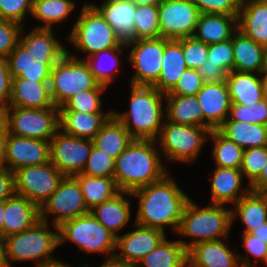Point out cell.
I'll return each instance as SVG.
<instances>
[{
    "instance_id": "obj_31",
    "label": "cell",
    "mask_w": 267,
    "mask_h": 267,
    "mask_svg": "<svg viewBox=\"0 0 267 267\" xmlns=\"http://www.w3.org/2000/svg\"><path fill=\"white\" fill-rule=\"evenodd\" d=\"M234 70L260 74L265 46L258 44L239 29L232 35Z\"/></svg>"
},
{
    "instance_id": "obj_60",
    "label": "cell",
    "mask_w": 267,
    "mask_h": 267,
    "mask_svg": "<svg viewBox=\"0 0 267 267\" xmlns=\"http://www.w3.org/2000/svg\"><path fill=\"white\" fill-rule=\"evenodd\" d=\"M0 267H10L8 263L5 237L0 235Z\"/></svg>"
},
{
    "instance_id": "obj_8",
    "label": "cell",
    "mask_w": 267,
    "mask_h": 267,
    "mask_svg": "<svg viewBox=\"0 0 267 267\" xmlns=\"http://www.w3.org/2000/svg\"><path fill=\"white\" fill-rule=\"evenodd\" d=\"M71 242L84 253H98L113 257L117 236L106 229L90 212L64 221L59 226V246Z\"/></svg>"
},
{
    "instance_id": "obj_68",
    "label": "cell",
    "mask_w": 267,
    "mask_h": 267,
    "mask_svg": "<svg viewBox=\"0 0 267 267\" xmlns=\"http://www.w3.org/2000/svg\"><path fill=\"white\" fill-rule=\"evenodd\" d=\"M263 264L267 267V258H266V261Z\"/></svg>"
},
{
    "instance_id": "obj_49",
    "label": "cell",
    "mask_w": 267,
    "mask_h": 267,
    "mask_svg": "<svg viewBox=\"0 0 267 267\" xmlns=\"http://www.w3.org/2000/svg\"><path fill=\"white\" fill-rule=\"evenodd\" d=\"M207 63L223 68L227 73L234 70L233 42L225 40L209 45Z\"/></svg>"
},
{
    "instance_id": "obj_37",
    "label": "cell",
    "mask_w": 267,
    "mask_h": 267,
    "mask_svg": "<svg viewBox=\"0 0 267 267\" xmlns=\"http://www.w3.org/2000/svg\"><path fill=\"white\" fill-rule=\"evenodd\" d=\"M136 267H188L187 249L179 240L170 241L166 236Z\"/></svg>"
},
{
    "instance_id": "obj_63",
    "label": "cell",
    "mask_w": 267,
    "mask_h": 267,
    "mask_svg": "<svg viewBox=\"0 0 267 267\" xmlns=\"http://www.w3.org/2000/svg\"><path fill=\"white\" fill-rule=\"evenodd\" d=\"M134 3L136 6L141 5H159L161 3L160 0H129Z\"/></svg>"
},
{
    "instance_id": "obj_67",
    "label": "cell",
    "mask_w": 267,
    "mask_h": 267,
    "mask_svg": "<svg viewBox=\"0 0 267 267\" xmlns=\"http://www.w3.org/2000/svg\"><path fill=\"white\" fill-rule=\"evenodd\" d=\"M262 197L265 199L266 205H267V190H262L259 192Z\"/></svg>"
},
{
    "instance_id": "obj_39",
    "label": "cell",
    "mask_w": 267,
    "mask_h": 267,
    "mask_svg": "<svg viewBox=\"0 0 267 267\" xmlns=\"http://www.w3.org/2000/svg\"><path fill=\"white\" fill-rule=\"evenodd\" d=\"M125 49H127L126 45L121 44L119 47L102 50L85 58L99 84L109 87L114 82L120 69V55L124 54Z\"/></svg>"
},
{
    "instance_id": "obj_38",
    "label": "cell",
    "mask_w": 267,
    "mask_h": 267,
    "mask_svg": "<svg viewBox=\"0 0 267 267\" xmlns=\"http://www.w3.org/2000/svg\"><path fill=\"white\" fill-rule=\"evenodd\" d=\"M73 177L80 184L89 211L120 192L114 177H92L81 173Z\"/></svg>"
},
{
    "instance_id": "obj_43",
    "label": "cell",
    "mask_w": 267,
    "mask_h": 267,
    "mask_svg": "<svg viewBox=\"0 0 267 267\" xmlns=\"http://www.w3.org/2000/svg\"><path fill=\"white\" fill-rule=\"evenodd\" d=\"M135 40L161 38L158 5L136 6Z\"/></svg>"
},
{
    "instance_id": "obj_20",
    "label": "cell",
    "mask_w": 267,
    "mask_h": 267,
    "mask_svg": "<svg viewBox=\"0 0 267 267\" xmlns=\"http://www.w3.org/2000/svg\"><path fill=\"white\" fill-rule=\"evenodd\" d=\"M238 253L223 239L199 242L187 250L188 267H241Z\"/></svg>"
},
{
    "instance_id": "obj_30",
    "label": "cell",
    "mask_w": 267,
    "mask_h": 267,
    "mask_svg": "<svg viewBox=\"0 0 267 267\" xmlns=\"http://www.w3.org/2000/svg\"><path fill=\"white\" fill-rule=\"evenodd\" d=\"M113 113H82L59 111L60 130L84 139H93Z\"/></svg>"
},
{
    "instance_id": "obj_14",
    "label": "cell",
    "mask_w": 267,
    "mask_h": 267,
    "mask_svg": "<svg viewBox=\"0 0 267 267\" xmlns=\"http://www.w3.org/2000/svg\"><path fill=\"white\" fill-rule=\"evenodd\" d=\"M91 139L77 138L58 130L50 140V161L64 175L82 173L93 147Z\"/></svg>"
},
{
    "instance_id": "obj_46",
    "label": "cell",
    "mask_w": 267,
    "mask_h": 267,
    "mask_svg": "<svg viewBox=\"0 0 267 267\" xmlns=\"http://www.w3.org/2000/svg\"><path fill=\"white\" fill-rule=\"evenodd\" d=\"M115 159L94 146L81 174L92 177H114Z\"/></svg>"
},
{
    "instance_id": "obj_23",
    "label": "cell",
    "mask_w": 267,
    "mask_h": 267,
    "mask_svg": "<svg viewBox=\"0 0 267 267\" xmlns=\"http://www.w3.org/2000/svg\"><path fill=\"white\" fill-rule=\"evenodd\" d=\"M40 220L39 207L26 197L14 195L5 200L3 236L21 233Z\"/></svg>"
},
{
    "instance_id": "obj_6",
    "label": "cell",
    "mask_w": 267,
    "mask_h": 267,
    "mask_svg": "<svg viewBox=\"0 0 267 267\" xmlns=\"http://www.w3.org/2000/svg\"><path fill=\"white\" fill-rule=\"evenodd\" d=\"M67 39L75 51L88 54L87 57L121 45L111 25L87 2L82 4L80 14Z\"/></svg>"
},
{
    "instance_id": "obj_12",
    "label": "cell",
    "mask_w": 267,
    "mask_h": 267,
    "mask_svg": "<svg viewBox=\"0 0 267 267\" xmlns=\"http://www.w3.org/2000/svg\"><path fill=\"white\" fill-rule=\"evenodd\" d=\"M40 219L52 225L60 226L64 221L88 214L80 184L73 176H65L57 189L39 208Z\"/></svg>"
},
{
    "instance_id": "obj_29",
    "label": "cell",
    "mask_w": 267,
    "mask_h": 267,
    "mask_svg": "<svg viewBox=\"0 0 267 267\" xmlns=\"http://www.w3.org/2000/svg\"><path fill=\"white\" fill-rule=\"evenodd\" d=\"M237 16L217 13L200 14L193 36L207 45L230 40L238 29Z\"/></svg>"
},
{
    "instance_id": "obj_52",
    "label": "cell",
    "mask_w": 267,
    "mask_h": 267,
    "mask_svg": "<svg viewBox=\"0 0 267 267\" xmlns=\"http://www.w3.org/2000/svg\"><path fill=\"white\" fill-rule=\"evenodd\" d=\"M203 84L198 70L187 68L179 78L175 87L165 95H196L201 90Z\"/></svg>"
},
{
    "instance_id": "obj_62",
    "label": "cell",
    "mask_w": 267,
    "mask_h": 267,
    "mask_svg": "<svg viewBox=\"0 0 267 267\" xmlns=\"http://www.w3.org/2000/svg\"><path fill=\"white\" fill-rule=\"evenodd\" d=\"M38 267H71V265L68 263H65L59 259L58 260L54 259L52 261L45 262V263L39 265Z\"/></svg>"
},
{
    "instance_id": "obj_28",
    "label": "cell",
    "mask_w": 267,
    "mask_h": 267,
    "mask_svg": "<svg viewBox=\"0 0 267 267\" xmlns=\"http://www.w3.org/2000/svg\"><path fill=\"white\" fill-rule=\"evenodd\" d=\"M225 81L231 104L252 106L265 98L260 74L233 70Z\"/></svg>"
},
{
    "instance_id": "obj_34",
    "label": "cell",
    "mask_w": 267,
    "mask_h": 267,
    "mask_svg": "<svg viewBox=\"0 0 267 267\" xmlns=\"http://www.w3.org/2000/svg\"><path fill=\"white\" fill-rule=\"evenodd\" d=\"M217 130L244 150L267 146V125L233 121L227 118Z\"/></svg>"
},
{
    "instance_id": "obj_53",
    "label": "cell",
    "mask_w": 267,
    "mask_h": 267,
    "mask_svg": "<svg viewBox=\"0 0 267 267\" xmlns=\"http://www.w3.org/2000/svg\"><path fill=\"white\" fill-rule=\"evenodd\" d=\"M201 14L238 15L242 0H192Z\"/></svg>"
},
{
    "instance_id": "obj_51",
    "label": "cell",
    "mask_w": 267,
    "mask_h": 267,
    "mask_svg": "<svg viewBox=\"0 0 267 267\" xmlns=\"http://www.w3.org/2000/svg\"><path fill=\"white\" fill-rule=\"evenodd\" d=\"M23 26L17 22L0 19V56L7 58L19 43Z\"/></svg>"
},
{
    "instance_id": "obj_17",
    "label": "cell",
    "mask_w": 267,
    "mask_h": 267,
    "mask_svg": "<svg viewBox=\"0 0 267 267\" xmlns=\"http://www.w3.org/2000/svg\"><path fill=\"white\" fill-rule=\"evenodd\" d=\"M50 162V141L8 134L5 149V166L16 170Z\"/></svg>"
},
{
    "instance_id": "obj_10",
    "label": "cell",
    "mask_w": 267,
    "mask_h": 267,
    "mask_svg": "<svg viewBox=\"0 0 267 267\" xmlns=\"http://www.w3.org/2000/svg\"><path fill=\"white\" fill-rule=\"evenodd\" d=\"M8 133L38 140L50 141L60 129L59 108L44 109L7 106L1 110Z\"/></svg>"
},
{
    "instance_id": "obj_21",
    "label": "cell",
    "mask_w": 267,
    "mask_h": 267,
    "mask_svg": "<svg viewBox=\"0 0 267 267\" xmlns=\"http://www.w3.org/2000/svg\"><path fill=\"white\" fill-rule=\"evenodd\" d=\"M111 25L121 44L135 40L136 5L129 0H103L100 5L91 3Z\"/></svg>"
},
{
    "instance_id": "obj_22",
    "label": "cell",
    "mask_w": 267,
    "mask_h": 267,
    "mask_svg": "<svg viewBox=\"0 0 267 267\" xmlns=\"http://www.w3.org/2000/svg\"><path fill=\"white\" fill-rule=\"evenodd\" d=\"M210 204L234 205L251 189L243 187V174L240 169L216 166L212 172Z\"/></svg>"
},
{
    "instance_id": "obj_48",
    "label": "cell",
    "mask_w": 267,
    "mask_h": 267,
    "mask_svg": "<svg viewBox=\"0 0 267 267\" xmlns=\"http://www.w3.org/2000/svg\"><path fill=\"white\" fill-rule=\"evenodd\" d=\"M182 48L187 68L198 70L207 60L209 45L194 36L182 38Z\"/></svg>"
},
{
    "instance_id": "obj_57",
    "label": "cell",
    "mask_w": 267,
    "mask_h": 267,
    "mask_svg": "<svg viewBox=\"0 0 267 267\" xmlns=\"http://www.w3.org/2000/svg\"><path fill=\"white\" fill-rule=\"evenodd\" d=\"M8 129L5 121L0 118V169L5 166V149H6V140L8 137Z\"/></svg>"
},
{
    "instance_id": "obj_45",
    "label": "cell",
    "mask_w": 267,
    "mask_h": 267,
    "mask_svg": "<svg viewBox=\"0 0 267 267\" xmlns=\"http://www.w3.org/2000/svg\"><path fill=\"white\" fill-rule=\"evenodd\" d=\"M228 118L233 121L267 125V98L252 106L231 104Z\"/></svg>"
},
{
    "instance_id": "obj_32",
    "label": "cell",
    "mask_w": 267,
    "mask_h": 267,
    "mask_svg": "<svg viewBox=\"0 0 267 267\" xmlns=\"http://www.w3.org/2000/svg\"><path fill=\"white\" fill-rule=\"evenodd\" d=\"M165 119L174 124L203 126L204 116L196 95H165Z\"/></svg>"
},
{
    "instance_id": "obj_47",
    "label": "cell",
    "mask_w": 267,
    "mask_h": 267,
    "mask_svg": "<svg viewBox=\"0 0 267 267\" xmlns=\"http://www.w3.org/2000/svg\"><path fill=\"white\" fill-rule=\"evenodd\" d=\"M242 239V247L245 249V252L247 253L246 256L241 255L238 253V258L241 267H259L256 262L260 260L263 263L266 261L267 258V243H265L263 240L257 239L255 236H253L250 233H242L241 234ZM250 255L255 258L252 265V260H250Z\"/></svg>"
},
{
    "instance_id": "obj_13",
    "label": "cell",
    "mask_w": 267,
    "mask_h": 267,
    "mask_svg": "<svg viewBox=\"0 0 267 267\" xmlns=\"http://www.w3.org/2000/svg\"><path fill=\"white\" fill-rule=\"evenodd\" d=\"M126 47L130 52L126 58L135 70L129 85L153 86L162 71L164 38L134 40Z\"/></svg>"
},
{
    "instance_id": "obj_44",
    "label": "cell",
    "mask_w": 267,
    "mask_h": 267,
    "mask_svg": "<svg viewBox=\"0 0 267 267\" xmlns=\"http://www.w3.org/2000/svg\"><path fill=\"white\" fill-rule=\"evenodd\" d=\"M267 162V146L245 149L240 170L251 186L259 177Z\"/></svg>"
},
{
    "instance_id": "obj_55",
    "label": "cell",
    "mask_w": 267,
    "mask_h": 267,
    "mask_svg": "<svg viewBox=\"0 0 267 267\" xmlns=\"http://www.w3.org/2000/svg\"><path fill=\"white\" fill-rule=\"evenodd\" d=\"M198 73L202 78L203 83H217L226 80L227 72L213 63H207V60L203 63Z\"/></svg>"
},
{
    "instance_id": "obj_16",
    "label": "cell",
    "mask_w": 267,
    "mask_h": 267,
    "mask_svg": "<svg viewBox=\"0 0 267 267\" xmlns=\"http://www.w3.org/2000/svg\"><path fill=\"white\" fill-rule=\"evenodd\" d=\"M134 230L117 236L115 257L119 260L137 265L139 261L166 237V232L133 223Z\"/></svg>"
},
{
    "instance_id": "obj_59",
    "label": "cell",
    "mask_w": 267,
    "mask_h": 267,
    "mask_svg": "<svg viewBox=\"0 0 267 267\" xmlns=\"http://www.w3.org/2000/svg\"><path fill=\"white\" fill-rule=\"evenodd\" d=\"M251 191L259 193L262 190H267V162L262 170L260 177L250 186Z\"/></svg>"
},
{
    "instance_id": "obj_41",
    "label": "cell",
    "mask_w": 267,
    "mask_h": 267,
    "mask_svg": "<svg viewBox=\"0 0 267 267\" xmlns=\"http://www.w3.org/2000/svg\"><path fill=\"white\" fill-rule=\"evenodd\" d=\"M208 139L213 143L211 155L215 166L240 169L244 152L242 147L227 139L217 129L210 131Z\"/></svg>"
},
{
    "instance_id": "obj_50",
    "label": "cell",
    "mask_w": 267,
    "mask_h": 267,
    "mask_svg": "<svg viewBox=\"0 0 267 267\" xmlns=\"http://www.w3.org/2000/svg\"><path fill=\"white\" fill-rule=\"evenodd\" d=\"M33 0H0V19L17 22L25 26L26 15L32 13Z\"/></svg>"
},
{
    "instance_id": "obj_35",
    "label": "cell",
    "mask_w": 267,
    "mask_h": 267,
    "mask_svg": "<svg viewBox=\"0 0 267 267\" xmlns=\"http://www.w3.org/2000/svg\"><path fill=\"white\" fill-rule=\"evenodd\" d=\"M24 28L25 26L20 33L19 42L36 57H62L67 52V47L56 38L53 29L35 27L26 34Z\"/></svg>"
},
{
    "instance_id": "obj_11",
    "label": "cell",
    "mask_w": 267,
    "mask_h": 267,
    "mask_svg": "<svg viewBox=\"0 0 267 267\" xmlns=\"http://www.w3.org/2000/svg\"><path fill=\"white\" fill-rule=\"evenodd\" d=\"M15 193L26 197L39 208L65 177L52 163L27 166L14 172Z\"/></svg>"
},
{
    "instance_id": "obj_3",
    "label": "cell",
    "mask_w": 267,
    "mask_h": 267,
    "mask_svg": "<svg viewBox=\"0 0 267 267\" xmlns=\"http://www.w3.org/2000/svg\"><path fill=\"white\" fill-rule=\"evenodd\" d=\"M128 111L113 115L128 130L133 139L157 140L165 119V94L153 86L130 84Z\"/></svg>"
},
{
    "instance_id": "obj_27",
    "label": "cell",
    "mask_w": 267,
    "mask_h": 267,
    "mask_svg": "<svg viewBox=\"0 0 267 267\" xmlns=\"http://www.w3.org/2000/svg\"><path fill=\"white\" fill-rule=\"evenodd\" d=\"M186 69L187 65L183 55L182 38L178 40L164 38L162 71L153 87L161 93H169Z\"/></svg>"
},
{
    "instance_id": "obj_18",
    "label": "cell",
    "mask_w": 267,
    "mask_h": 267,
    "mask_svg": "<svg viewBox=\"0 0 267 267\" xmlns=\"http://www.w3.org/2000/svg\"><path fill=\"white\" fill-rule=\"evenodd\" d=\"M60 58L36 57L19 42L7 57L9 73L12 78L49 82L51 69Z\"/></svg>"
},
{
    "instance_id": "obj_1",
    "label": "cell",
    "mask_w": 267,
    "mask_h": 267,
    "mask_svg": "<svg viewBox=\"0 0 267 267\" xmlns=\"http://www.w3.org/2000/svg\"><path fill=\"white\" fill-rule=\"evenodd\" d=\"M130 193L138 201L135 223L164 232L168 226L176 235L184 209L191 198L179 188L174 177L167 174L162 180Z\"/></svg>"
},
{
    "instance_id": "obj_19",
    "label": "cell",
    "mask_w": 267,
    "mask_h": 267,
    "mask_svg": "<svg viewBox=\"0 0 267 267\" xmlns=\"http://www.w3.org/2000/svg\"><path fill=\"white\" fill-rule=\"evenodd\" d=\"M196 97L204 116V127L217 129L228 118L231 107L226 81L204 83Z\"/></svg>"
},
{
    "instance_id": "obj_26",
    "label": "cell",
    "mask_w": 267,
    "mask_h": 267,
    "mask_svg": "<svg viewBox=\"0 0 267 267\" xmlns=\"http://www.w3.org/2000/svg\"><path fill=\"white\" fill-rule=\"evenodd\" d=\"M237 26L255 42L267 46V0H242Z\"/></svg>"
},
{
    "instance_id": "obj_5",
    "label": "cell",
    "mask_w": 267,
    "mask_h": 267,
    "mask_svg": "<svg viewBox=\"0 0 267 267\" xmlns=\"http://www.w3.org/2000/svg\"><path fill=\"white\" fill-rule=\"evenodd\" d=\"M49 223L50 221L46 222L40 219L31 228L5 237L10 267L14 262L24 261H35V265L38 267L56 259L52 255L59 247V227Z\"/></svg>"
},
{
    "instance_id": "obj_2",
    "label": "cell",
    "mask_w": 267,
    "mask_h": 267,
    "mask_svg": "<svg viewBox=\"0 0 267 267\" xmlns=\"http://www.w3.org/2000/svg\"><path fill=\"white\" fill-rule=\"evenodd\" d=\"M162 157L157 141L133 139L115 159L118 189L131 192L162 180L169 173Z\"/></svg>"
},
{
    "instance_id": "obj_40",
    "label": "cell",
    "mask_w": 267,
    "mask_h": 267,
    "mask_svg": "<svg viewBox=\"0 0 267 267\" xmlns=\"http://www.w3.org/2000/svg\"><path fill=\"white\" fill-rule=\"evenodd\" d=\"M75 4L72 0H33L31 16L43 22L36 28L54 29V24L63 22L75 10Z\"/></svg>"
},
{
    "instance_id": "obj_9",
    "label": "cell",
    "mask_w": 267,
    "mask_h": 267,
    "mask_svg": "<svg viewBox=\"0 0 267 267\" xmlns=\"http://www.w3.org/2000/svg\"><path fill=\"white\" fill-rule=\"evenodd\" d=\"M69 51L67 49L50 72V94L54 105L58 108L74 94L94 89L99 84L85 59L76 57Z\"/></svg>"
},
{
    "instance_id": "obj_36",
    "label": "cell",
    "mask_w": 267,
    "mask_h": 267,
    "mask_svg": "<svg viewBox=\"0 0 267 267\" xmlns=\"http://www.w3.org/2000/svg\"><path fill=\"white\" fill-rule=\"evenodd\" d=\"M92 141L95 148L116 159L133 138L123 124L112 115Z\"/></svg>"
},
{
    "instance_id": "obj_54",
    "label": "cell",
    "mask_w": 267,
    "mask_h": 267,
    "mask_svg": "<svg viewBox=\"0 0 267 267\" xmlns=\"http://www.w3.org/2000/svg\"><path fill=\"white\" fill-rule=\"evenodd\" d=\"M11 84L12 77L9 73L8 60L0 56V110L9 104Z\"/></svg>"
},
{
    "instance_id": "obj_58",
    "label": "cell",
    "mask_w": 267,
    "mask_h": 267,
    "mask_svg": "<svg viewBox=\"0 0 267 267\" xmlns=\"http://www.w3.org/2000/svg\"><path fill=\"white\" fill-rule=\"evenodd\" d=\"M81 267H89V264L84 263ZM99 267H136V265L117 259L115 256L106 258Z\"/></svg>"
},
{
    "instance_id": "obj_33",
    "label": "cell",
    "mask_w": 267,
    "mask_h": 267,
    "mask_svg": "<svg viewBox=\"0 0 267 267\" xmlns=\"http://www.w3.org/2000/svg\"><path fill=\"white\" fill-rule=\"evenodd\" d=\"M232 206V225L235 219L239 218L245 228L242 233H250L267 222V205L260 193L250 190Z\"/></svg>"
},
{
    "instance_id": "obj_4",
    "label": "cell",
    "mask_w": 267,
    "mask_h": 267,
    "mask_svg": "<svg viewBox=\"0 0 267 267\" xmlns=\"http://www.w3.org/2000/svg\"><path fill=\"white\" fill-rule=\"evenodd\" d=\"M227 205L209 204L206 207L197 205L190 199L184 209L176 234L190 238L189 242L179 239L188 250L194 244L203 241L224 239L228 241L232 229L231 208Z\"/></svg>"
},
{
    "instance_id": "obj_7",
    "label": "cell",
    "mask_w": 267,
    "mask_h": 267,
    "mask_svg": "<svg viewBox=\"0 0 267 267\" xmlns=\"http://www.w3.org/2000/svg\"><path fill=\"white\" fill-rule=\"evenodd\" d=\"M210 131L203 126L174 124L164 119L156 141L166 162L191 164L198 160Z\"/></svg>"
},
{
    "instance_id": "obj_61",
    "label": "cell",
    "mask_w": 267,
    "mask_h": 267,
    "mask_svg": "<svg viewBox=\"0 0 267 267\" xmlns=\"http://www.w3.org/2000/svg\"><path fill=\"white\" fill-rule=\"evenodd\" d=\"M253 236H255L257 239L263 240L265 243H267V222L260 225L259 228H256L252 232H250Z\"/></svg>"
},
{
    "instance_id": "obj_15",
    "label": "cell",
    "mask_w": 267,
    "mask_h": 267,
    "mask_svg": "<svg viewBox=\"0 0 267 267\" xmlns=\"http://www.w3.org/2000/svg\"><path fill=\"white\" fill-rule=\"evenodd\" d=\"M161 36L181 39L194 35L199 15L192 0H167L158 5Z\"/></svg>"
},
{
    "instance_id": "obj_56",
    "label": "cell",
    "mask_w": 267,
    "mask_h": 267,
    "mask_svg": "<svg viewBox=\"0 0 267 267\" xmlns=\"http://www.w3.org/2000/svg\"><path fill=\"white\" fill-rule=\"evenodd\" d=\"M15 194L14 172L4 167L0 169V201H5Z\"/></svg>"
},
{
    "instance_id": "obj_66",
    "label": "cell",
    "mask_w": 267,
    "mask_h": 267,
    "mask_svg": "<svg viewBox=\"0 0 267 267\" xmlns=\"http://www.w3.org/2000/svg\"><path fill=\"white\" fill-rule=\"evenodd\" d=\"M261 72H267V46H265L263 53Z\"/></svg>"
},
{
    "instance_id": "obj_64",
    "label": "cell",
    "mask_w": 267,
    "mask_h": 267,
    "mask_svg": "<svg viewBox=\"0 0 267 267\" xmlns=\"http://www.w3.org/2000/svg\"><path fill=\"white\" fill-rule=\"evenodd\" d=\"M4 207L5 201H0V235H3Z\"/></svg>"
},
{
    "instance_id": "obj_24",
    "label": "cell",
    "mask_w": 267,
    "mask_h": 267,
    "mask_svg": "<svg viewBox=\"0 0 267 267\" xmlns=\"http://www.w3.org/2000/svg\"><path fill=\"white\" fill-rule=\"evenodd\" d=\"M8 106L32 109L56 107L51 98L49 82L18 77L12 78Z\"/></svg>"
},
{
    "instance_id": "obj_25",
    "label": "cell",
    "mask_w": 267,
    "mask_h": 267,
    "mask_svg": "<svg viewBox=\"0 0 267 267\" xmlns=\"http://www.w3.org/2000/svg\"><path fill=\"white\" fill-rule=\"evenodd\" d=\"M127 196L132 199L128 191H120L113 198L94 207L90 213L109 231L116 236L127 226L131 219V203Z\"/></svg>"
},
{
    "instance_id": "obj_65",
    "label": "cell",
    "mask_w": 267,
    "mask_h": 267,
    "mask_svg": "<svg viewBox=\"0 0 267 267\" xmlns=\"http://www.w3.org/2000/svg\"><path fill=\"white\" fill-rule=\"evenodd\" d=\"M264 96L267 98V72H260Z\"/></svg>"
},
{
    "instance_id": "obj_42",
    "label": "cell",
    "mask_w": 267,
    "mask_h": 267,
    "mask_svg": "<svg viewBox=\"0 0 267 267\" xmlns=\"http://www.w3.org/2000/svg\"><path fill=\"white\" fill-rule=\"evenodd\" d=\"M107 86L98 84L94 89L80 91L69 98L59 111H77L82 113H113V109L103 112L101 94Z\"/></svg>"
}]
</instances>
